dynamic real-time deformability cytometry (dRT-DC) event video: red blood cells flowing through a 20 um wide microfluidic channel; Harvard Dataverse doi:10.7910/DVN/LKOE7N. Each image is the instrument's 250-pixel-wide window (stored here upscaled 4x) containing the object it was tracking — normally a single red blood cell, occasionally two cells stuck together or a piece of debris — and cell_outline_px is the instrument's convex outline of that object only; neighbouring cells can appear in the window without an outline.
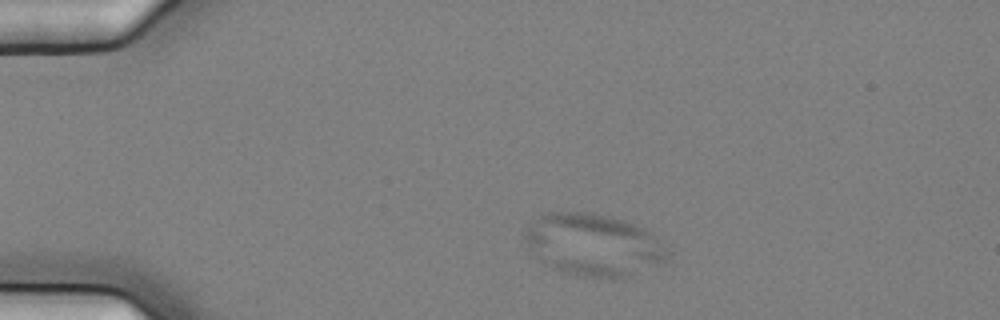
{"species": "common noctule bat (a hibernating species)", "species_latin": "Nyctalus noctula", "temperature_condition": "cold", "stored_images_in_passage": 8, "camera_frame_rate_fps": 3000, "um_per_image_px": 0.085, "animal": {"sex": "female", "body_mass_g": 25.1}, "frame": {"image": 1, "passage_image": 2, "time_ms": 0.333, "image_size_px": [1000, 320], "cell_outline_px": [[672, 252], [664, 260], [632, 276], [612, 280], [608, 280], [584, 276], [564, 272], [544, 264], [528, 252], [524, 236], [528, 228], [540, 212], [592, 212], [612, 216], [636, 224], [644, 228]], "centroid_in_image_um": [50.41, 20.81], "position_along_channel_um": 34.6, "area_um2": 52.31}}
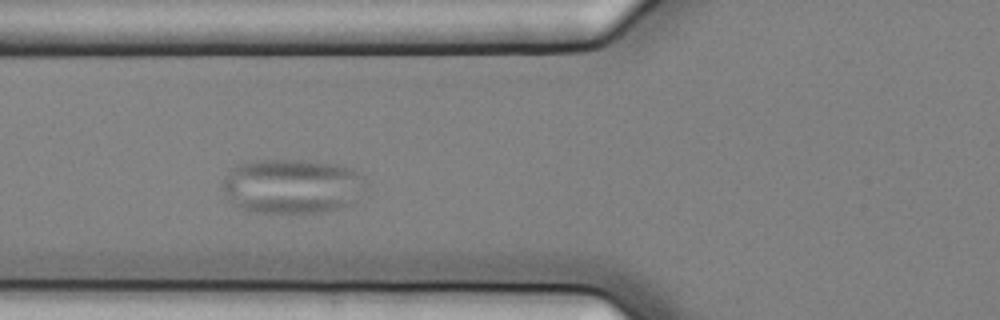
{"frame": {"image": 2, "passage_image": 5, "time_ms": 1.333, "image_size_px": [1000, 320], "cell_outline_px": [[368, 184], [348, 204], [336, 208], [320, 212], [256, 212], [244, 208], [236, 204], [220, 188], [224, 176], [236, 164], [256, 160], [304, 160], [336, 164], [352, 168], [364, 176]], "centroid_in_image_um": [24.81, 15.79], "position_along_channel_um": 101.0, "area_um2": 45.32}}